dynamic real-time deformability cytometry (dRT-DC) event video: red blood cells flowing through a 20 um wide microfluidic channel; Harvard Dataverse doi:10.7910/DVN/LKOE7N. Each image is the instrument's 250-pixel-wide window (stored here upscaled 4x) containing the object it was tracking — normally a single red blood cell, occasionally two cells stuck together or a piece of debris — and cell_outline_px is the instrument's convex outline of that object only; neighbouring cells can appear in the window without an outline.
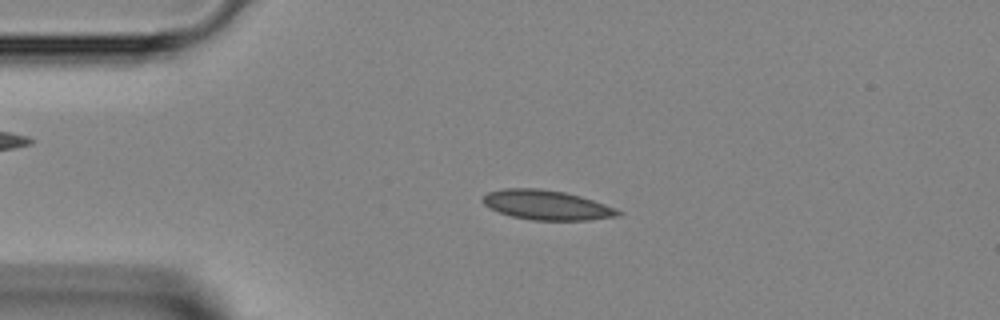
{"species": "Egyptian fruit bat (a non-hibernating species)", "species_latin": "Rousettus aegyptiacus", "temperature_condition": "room temperature", "stored_images_in_passage": 44, "camera_frame_rate_fps": 3000, "um_per_image_px": 0.085, "animal": {"sex": "female"}, "frame": {"image": 1, "passage_image": 9, "time_ms": 2.667, "image_size_px": [1000, 320], "cell_outline_px": [[624, 212], [620, 216], [588, 220], [532, 220], [512, 216], [500, 212], [484, 204], [484, 196], [488, 192], [504, 188], [540, 188], [564, 192], [580, 196], [616, 208]], "centroid_in_image_um": [46.52, 17.43], "position_along_channel_um": 38.5, "area_um2": 23.18}}
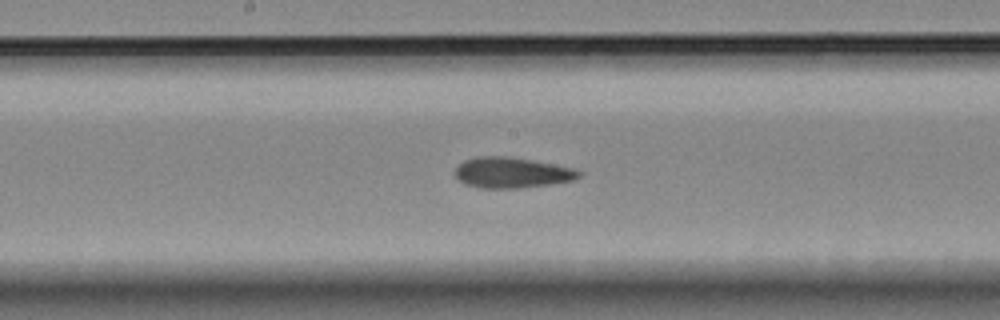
{"frame": {"image": 2, "passage_image": 22, "time_ms": 7.0, "image_size_px": [1000, 320], "cell_outline_px": [[584, 172], [580, 176], [572, 180], [552, 184], [516, 188], [484, 188], [464, 184], [456, 176], [456, 168], [464, 160], [476, 156], [508, 156], [532, 160], [576, 168]], "centroid_in_image_um": [43.54, 14.66], "position_along_channel_um": 204.7, "area_um2": 22.14}}
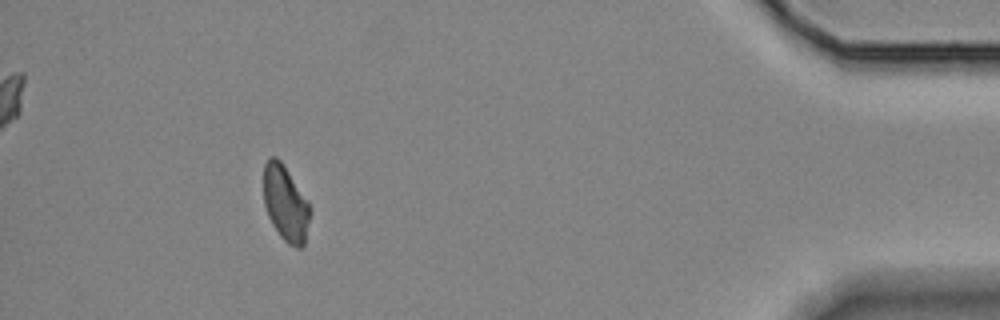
{"frame": {"image": 3, "passage_image": 40, "time_ms": 13.0, "image_size_px": [1000, 320], "cell_outline_px": [[312, 212], [304, 244], [300, 248], [296, 248], [288, 244], [280, 236], [272, 224], [268, 216], [264, 204], [264, 164], [268, 156], [276, 156], [280, 160], [308, 200]], "centroid_in_image_um": [24.28, 17.29], "position_along_channel_um": 410.9, "area_um2": 20.69}}